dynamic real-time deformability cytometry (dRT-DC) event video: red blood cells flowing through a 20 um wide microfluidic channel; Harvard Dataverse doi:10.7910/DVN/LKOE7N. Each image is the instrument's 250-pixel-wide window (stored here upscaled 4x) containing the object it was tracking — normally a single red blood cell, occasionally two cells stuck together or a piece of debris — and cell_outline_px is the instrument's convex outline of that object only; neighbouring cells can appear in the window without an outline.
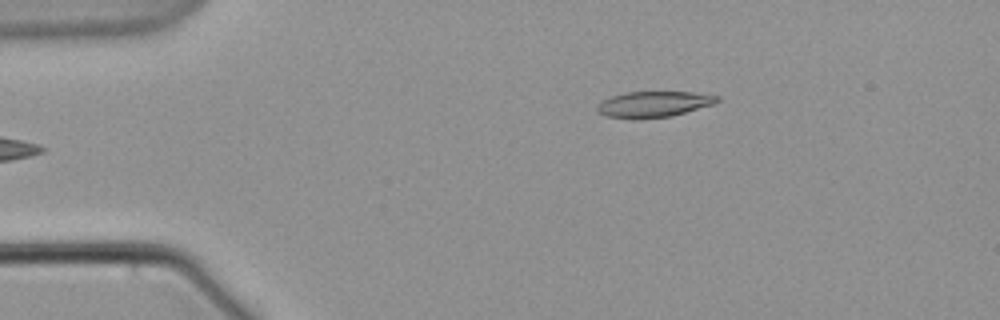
{"species": "common noctule bat (a hibernating species)", "species_latin": "Nyctalus noctula", "temperature_condition": "warm", "stored_images_in_passage": 6, "camera_frame_rate_fps": 3000, "um_per_image_px": 0.085, "animal": {"sex": "male", "body_mass_g": 21.5, "forearm_length_mm": 52.0}, "frame": {"image": 1, "passage_image": 6, "time_ms": 7.0, "image_size_px": [1000, 320], "cell_outline_px": [[720, 100], [712, 104], [672, 116], [604, 116], [596, 108], [596, 104], [600, 100], [624, 92], [692, 92], [720, 96]], "centroid_in_image_um": [55.57, 8.8], "position_along_channel_um": 29.4, "area_um2": 17.34}}